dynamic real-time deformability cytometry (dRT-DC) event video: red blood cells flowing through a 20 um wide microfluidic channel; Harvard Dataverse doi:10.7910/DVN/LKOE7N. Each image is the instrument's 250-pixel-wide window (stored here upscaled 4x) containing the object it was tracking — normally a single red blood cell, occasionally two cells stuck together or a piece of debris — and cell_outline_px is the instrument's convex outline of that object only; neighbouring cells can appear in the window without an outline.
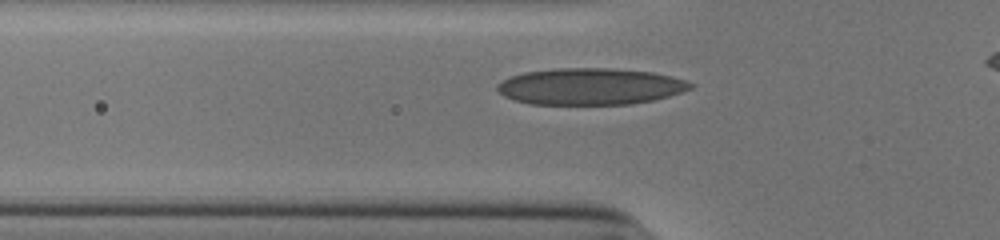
{"species": "human", "species_latin": "Homo sapiens", "temperature_condition": "cold", "stored_images_in_passage": 34, "camera_frame_rate_fps": 3000, "um_per_image_px": 0.085, "donor": {"sex": "male"}, "frame": {"image": 1, "passage_image": 10, "time_ms": 3.0, "image_size_px": [1000, 240], "cell_outline_px": [[696, 84], [692, 88], [668, 96], [652, 100], [632, 104], [532, 104], [516, 100], [504, 96], [496, 88], [496, 84], [512, 76], [524, 72], [556, 68], [612, 68], [652, 72], [688, 80]], "centroid_in_image_um": [50.2, 7.34], "position_along_channel_um": 75.6, "area_um2": 41.15}}
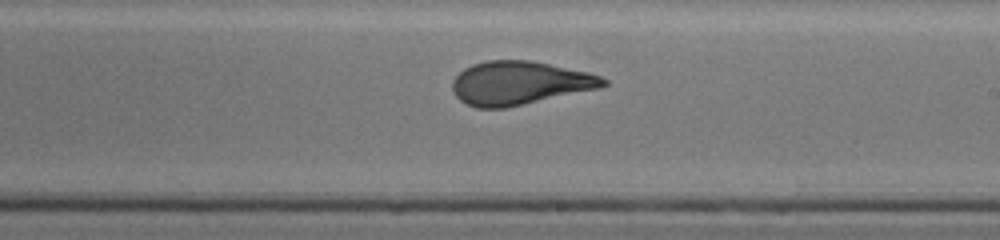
{"frame": {"image": 2, "passage_image": 23, "time_ms": 7.333, "image_size_px": [1000, 240], "cell_outline_px": [[608, 84], [600, 88], [504, 108], [476, 108], [460, 100], [456, 96], [452, 88], [452, 80], [464, 68], [472, 64], [488, 60], [528, 60], [588, 72], [600, 76], [608, 80]], "centroid_in_image_um": [44.15, 7.05], "position_along_channel_um": 244.9, "area_um2": 38.03}}
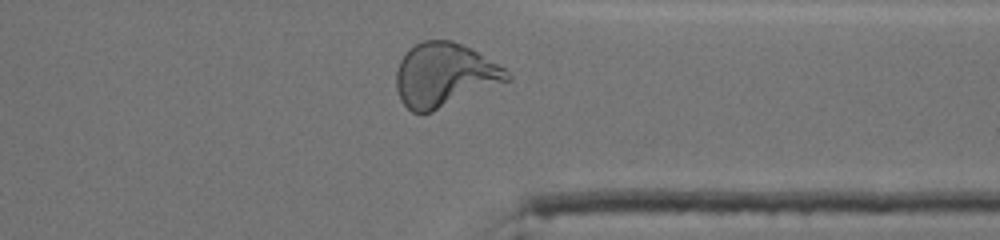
{"frame": {"image": 3, "passage_image": 33, "time_ms": 10.667, "image_size_px": [1000, 240], "cell_outline_px": [[512, 80], [432, 112], [412, 112], [400, 100], [396, 88], [396, 72], [400, 60], [416, 44], [424, 40], [452, 40], [476, 52], [504, 68], [512, 76]], "centroid_in_image_um": [37.78, 6.4], "position_along_channel_um": 373.6, "area_um2": 40.86}, "authors_computed_cell_mechanics": {"area_um2": 38.7549, "velocity_mm_per_s": 3.9105, "shape_relaxation_time_tau1_ms": 7.1764, "shape_relaxation_time_tau2_ms": 0.9959, "deformation_change_tau1": 0.2498, "deformation_change_tau2": 0.0891}}